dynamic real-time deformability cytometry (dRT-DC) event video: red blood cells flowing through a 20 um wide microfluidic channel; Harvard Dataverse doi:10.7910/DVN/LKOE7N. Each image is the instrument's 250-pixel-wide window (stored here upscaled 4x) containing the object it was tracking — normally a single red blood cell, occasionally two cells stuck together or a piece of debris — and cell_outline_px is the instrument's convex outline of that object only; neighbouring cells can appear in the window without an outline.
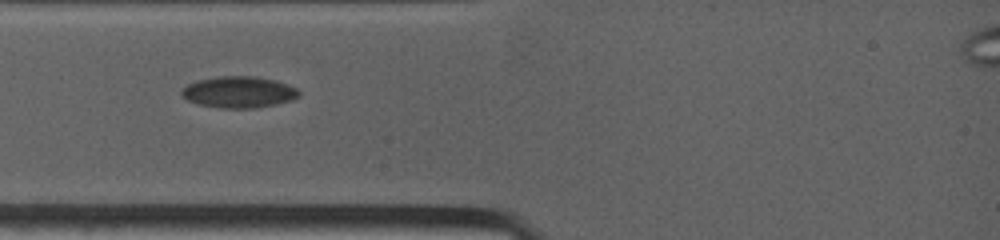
{"species": "common noctule bat (a hibernating species)", "species_latin": "Nyctalus noctula", "temperature_condition": "warm", "stored_images_in_passage": 35, "camera_frame_rate_fps": 4500, "um_per_image_px": 0.085, "animal": {"sex": "female", "body_mass_g": 19.0, "forearm_length_mm": 53.3}, "frame": {"image": 1, "passage_image": 3, "time_ms": 0.667, "image_size_px": [1000, 240], "cell_outline_px": [[300, 96], [292, 100], [276, 104], [256, 108], [220, 108], [196, 104], [180, 96], [180, 92], [188, 84], [196, 80], [216, 76], [252, 76], [276, 80], [296, 88], [300, 92]], "centroid_in_image_um": [20.27, 7.83], "position_along_channel_um": 64.7, "area_um2": 21.68}}
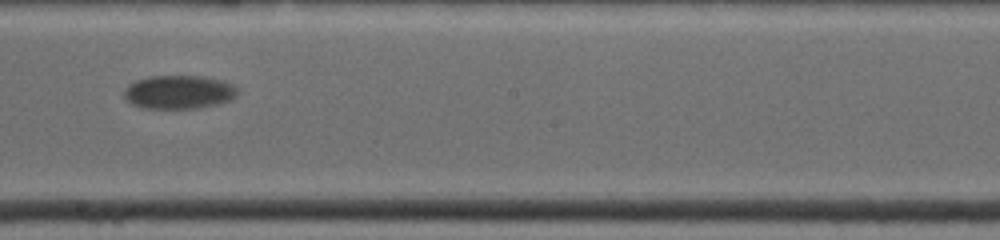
{"frame": {"image": 2, "passage_image": 19, "time_ms": 5.556, "image_size_px": [1000, 240], "cell_outline_px": [[240, 92], [232, 100], [220, 104], [200, 108], [144, 108], [132, 104], [124, 100], [124, 88], [128, 84], [136, 80], [148, 76], [204, 76], [224, 80], [232, 84]], "centroid_in_image_um": [15.22, 7.82], "position_along_channel_um": 233.0, "area_um2": 22.66}}
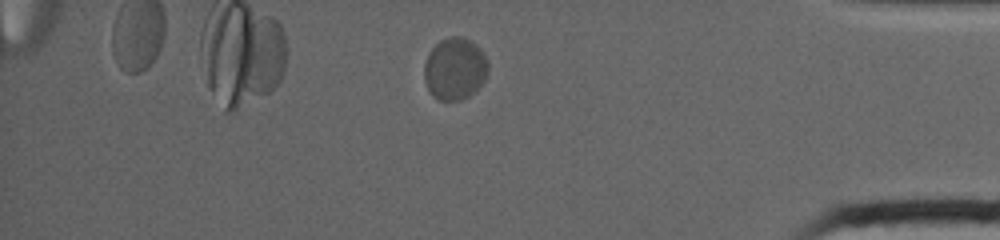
{"frame": {"image": 3, "passage_image": 34, "time_ms": 11.333, "image_size_px": [1000, 240], "cell_outline_px": [[488, 72], [484, 80], [468, 96], [460, 100], [436, 100], [428, 92], [424, 80], [424, 64], [428, 52], [440, 40], [448, 36], [460, 36], [476, 44], [484, 52], [488, 60]], "centroid_in_image_um": [38.64, 5.83], "position_along_channel_um": 396.6, "area_um2": 23.41}, "authors_computed_cell_mechanics": {"area_um2": 22.0796, "velocity_mm_per_s": 3.4493, "shape_relaxation_time_tau1_ms": 2.501, "shape_relaxation_time_tau2_ms": null, "deformation_change_tau1": 0.0401, "deformation_change_tau2": null}}